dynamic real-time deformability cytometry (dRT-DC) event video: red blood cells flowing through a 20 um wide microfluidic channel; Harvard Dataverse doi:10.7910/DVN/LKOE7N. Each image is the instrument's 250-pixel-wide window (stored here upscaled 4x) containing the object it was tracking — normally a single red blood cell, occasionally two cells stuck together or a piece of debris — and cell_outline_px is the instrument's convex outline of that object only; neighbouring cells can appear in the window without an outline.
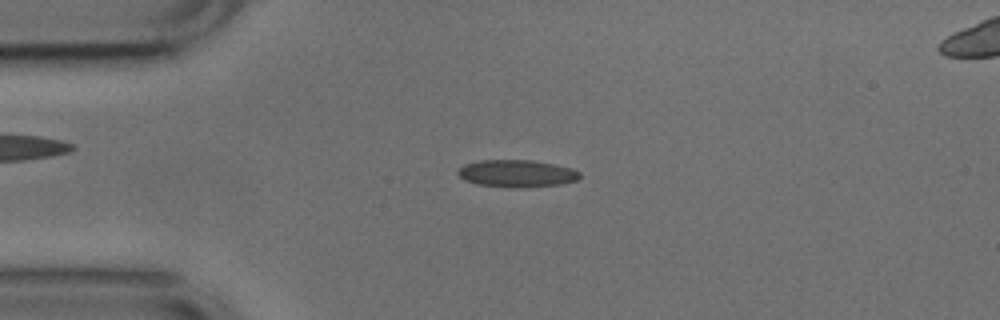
{"species": "common noctule bat (a hibernating species)", "species_latin": "Nyctalus noctula", "temperature_condition": "cold", "stored_images_in_passage": 51, "camera_frame_rate_fps": 3000, "um_per_image_px": 0.085, "animal": {"sex": "male", "body_mass_g": 17.9, "forearm_length_mm": 54.2}, "frame": {"image": 1, "passage_image": 11, "time_ms": 3.333, "image_size_px": [1000, 320], "cell_outline_px": [[580, 176], [576, 180], [560, 184], [516, 188], [476, 184], [464, 180], [456, 172], [464, 164], [480, 160], [532, 160], [572, 168], [580, 172]], "centroid_in_image_um": [43.9, 14.74], "position_along_channel_um": 41.1, "area_um2": 19.25}}
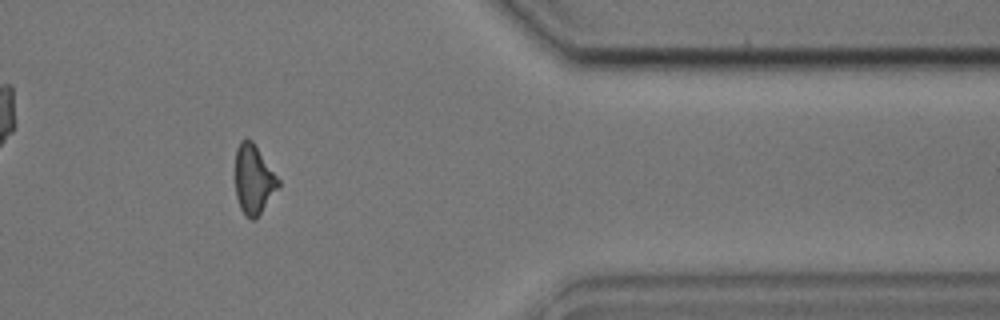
{"frame": {"image": 2, "passage_image": 42, "time_ms": 13.667, "image_size_px": [1000, 320], "cell_outline_px": [[280, 188], [256, 220], [252, 220], [240, 208], [236, 196], [236, 148], [240, 140], [252, 140], [280, 180]], "centroid_in_image_um": [21.59, 15.28], "position_along_channel_um": 389.8, "area_um2": 17.46}}
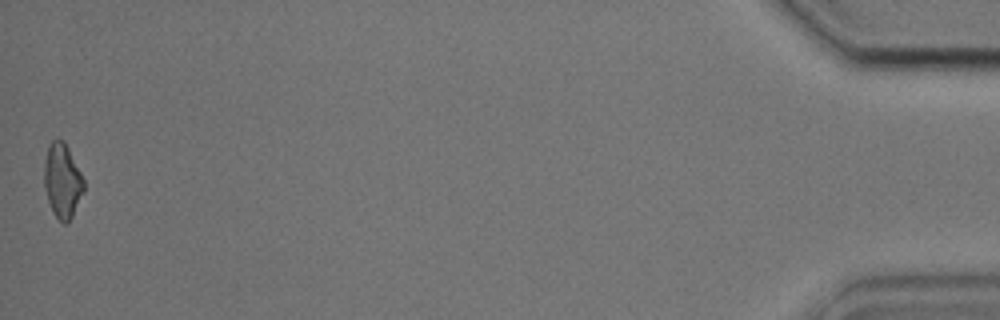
{"frame": {"image": 3, "passage_image": 51, "time_ms": 16.667, "image_size_px": [1000, 320], "cell_outline_px": [[84, 192], [68, 224], [64, 224], [52, 212], [44, 188], [44, 160], [48, 144], [52, 140], [64, 140], [84, 180]], "centroid_in_image_um": [5.29, 15.37], "position_along_channel_um": 429.9, "area_um2": 17.22}, "authors_computed_cell_mechanics": {"area_um2": 17.9758, "velocity_mm_per_s": 3.7931, "shape_relaxation_time_tau1_ms": 4.7243, "shape_relaxation_time_tau2_ms": 2.6746, "deformation_change_tau1": 0.1218, "deformation_change_tau2": 0.1164}}